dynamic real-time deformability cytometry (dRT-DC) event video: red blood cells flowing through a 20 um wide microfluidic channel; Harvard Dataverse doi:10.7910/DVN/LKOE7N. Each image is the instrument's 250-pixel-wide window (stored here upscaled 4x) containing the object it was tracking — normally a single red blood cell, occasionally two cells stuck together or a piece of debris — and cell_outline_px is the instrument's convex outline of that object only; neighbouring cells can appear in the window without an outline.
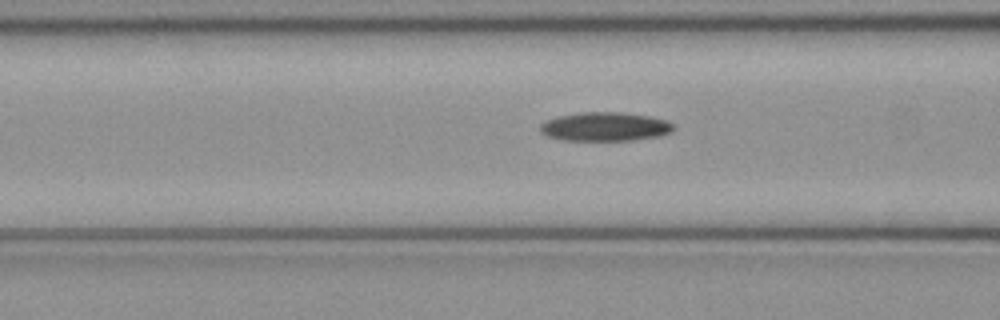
{"species": "common noctule bat (a hibernating species)", "species_latin": "Nyctalus noctula", "temperature_condition": "cold", "stored_images_in_passage": 43, "camera_frame_rate_fps": 3000, "um_per_image_px": 0.085, "animal": {"sex": "female", "body_mass_g": 21.9}, "frame": {"image": 1, "passage_image": 12, "time_ms": 3.667, "image_size_px": [1000, 320], "cell_outline_px": [[676, 128], [672, 132], [660, 136], [632, 140], [564, 140], [548, 136], [540, 132], [540, 124], [556, 116], [580, 112], [620, 112], [648, 116], [668, 120]], "centroid_in_image_um": [51.45, 10.76], "position_along_channel_um": 115.2, "area_um2": 22.48}}
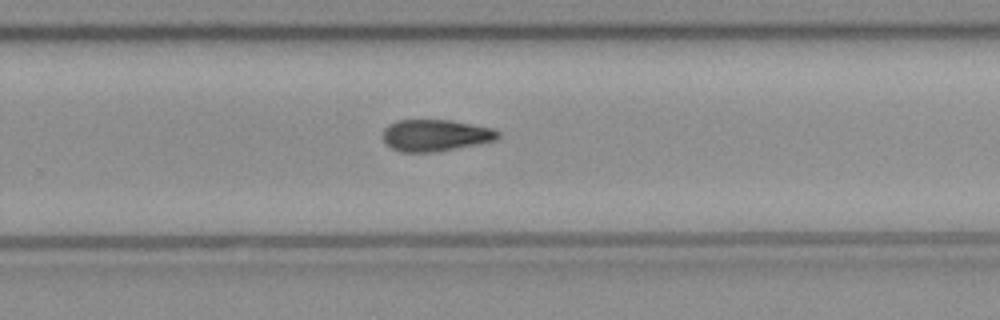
{"frame": {"image": 2, "passage_image": 25, "time_ms": 8.0, "image_size_px": [1000, 320], "cell_outline_px": [[500, 136], [496, 140], [480, 144], [436, 152], [400, 152], [384, 144], [384, 128], [388, 124], [396, 120], [452, 120], [492, 128], [500, 132]], "centroid_in_image_um": [37.02, 11.51], "position_along_channel_um": 292.8, "area_um2": 21.5}}
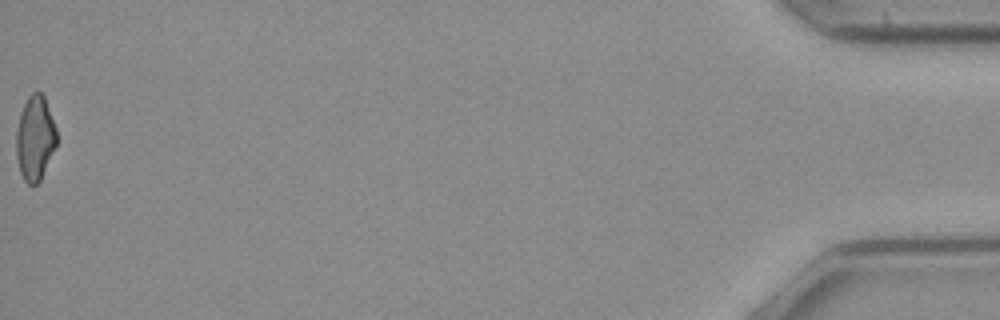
{"frame": {"image": 3, "passage_image": 43, "time_ms": 14.0, "image_size_px": [1000, 320], "cell_outline_px": [[56, 148], [40, 180], [36, 184], [28, 184], [24, 180], [20, 172], [16, 156], [16, 132], [20, 112], [28, 96], [32, 92], [40, 92], [44, 96], [56, 128]], "centroid_in_image_um": [2.97, 11.75], "position_along_channel_um": 432.2, "area_um2": 19.94}}